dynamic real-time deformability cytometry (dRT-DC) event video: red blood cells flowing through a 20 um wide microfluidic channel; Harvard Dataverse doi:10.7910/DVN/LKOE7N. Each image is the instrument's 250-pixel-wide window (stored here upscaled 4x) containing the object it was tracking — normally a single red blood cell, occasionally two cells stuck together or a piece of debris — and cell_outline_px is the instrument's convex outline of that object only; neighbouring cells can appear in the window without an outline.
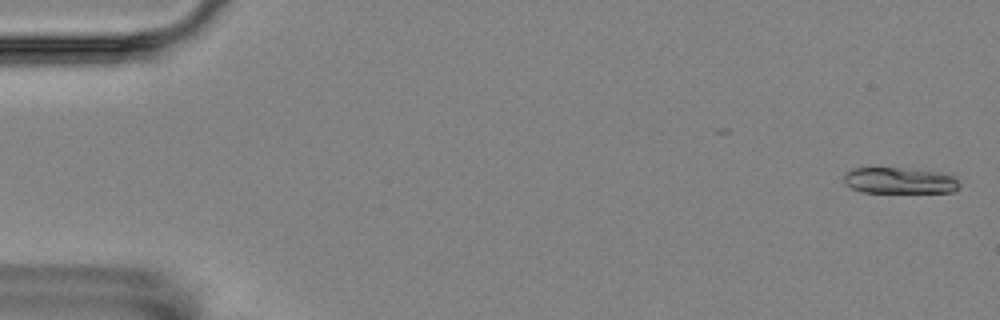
{"species": "Egyptian fruit bat (a non-hibernating species)", "species_latin": "Rousettus aegyptiacus", "temperature_condition": "room temperature", "stored_images_in_passage": 5, "camera_frame_rate_fps": 3000, "um_per_image_px": 0.085, "animal": {"sex": "female"}, "frame": {"image": 1, "passage_image": 1, "time_ms": 0.0, "image_size_px": [1000, 320], "cell_outline_px": [[960, 188], [952, 192], [860, 192], [852, 188], [844, 180], [844, 176], [852, 168], [912, 168], [940, 172], [956, 176], [960, 180]], "centroid_in_image_um": [76.56, 15.34], "position_along_channel_um": 8.4, "area_um2": 17.8}}